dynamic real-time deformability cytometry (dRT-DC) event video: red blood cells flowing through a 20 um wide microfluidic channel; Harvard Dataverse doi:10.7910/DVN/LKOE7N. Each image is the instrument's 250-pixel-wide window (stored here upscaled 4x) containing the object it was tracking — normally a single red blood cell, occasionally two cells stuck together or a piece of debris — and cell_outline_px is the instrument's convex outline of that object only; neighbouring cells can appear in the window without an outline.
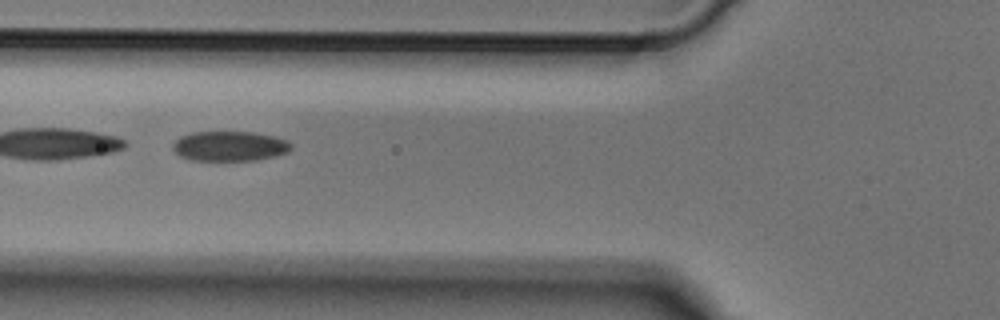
{"species": "Egyptian fruit bat (a non-hibernating species)", "species_latin": "Rousettus aegyptiacus", "temperature_condition": "cold", "stored_images_in_passage": 8, "camera_frame_rate_fps": 3000, "um_per_image_px": 0.085, "animal": {"sex": "male"}, "frame": {"image": 1, "passage_image": 5, "time_ms": 1.333, "image_size_px": [1000, 320], "cell_outline_px": [[292, 148], [288, 152], [276, 156], [260, 160], [192, 160], [180, 156], [172, 148], [172, 144], [180, 136], [192, 132], [252, 132], [272, 136], [288, 140], [292, 144]], "centroid_in_image_um": [19.54, 12.42], "position_along_channel_um": 106.3, "area_um2": 20.69}}
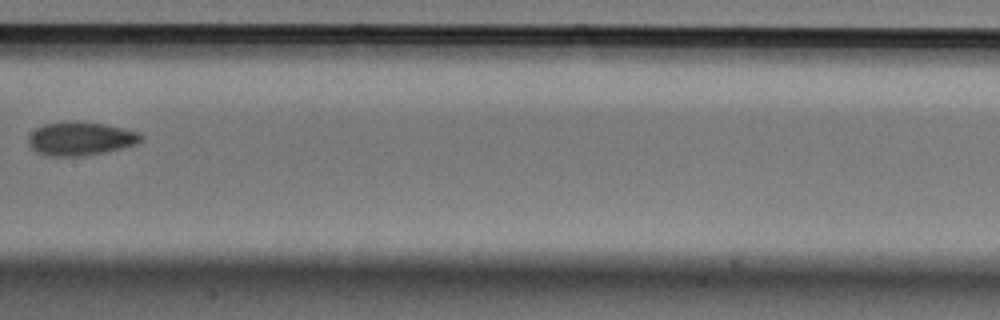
{"frame": {"image": 2, "passage_image": 7, "time_ms": 2.0, "image_size_px": [1000, 320], "cell_outline_px": [[144, 140], [136, 144], [104, 152], [84, 156], [44, 156], [36, 152], [28, 144], [28, 140], [32, 132], [36, 128], [44, 124], [64, 120], [76, 120], [104, 124], [124, 128], [140, 132], [144, 136]], "centroid_in_image_um": [6.85, 11.77], "position_along_channel_um": 200.6, "area_um2": 22.43}}
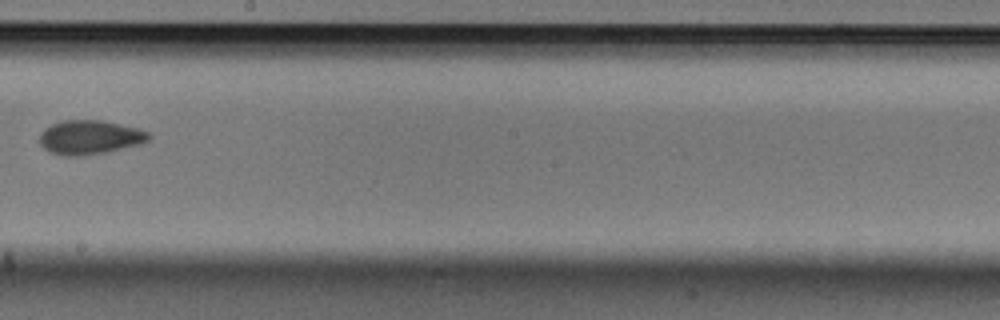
{"frame": {"image": 3, "passage_image": 8, "time_ms": 2.333, "image_size_px": [1000, 320], "cell_outline_px": [[152, 136], [148, 140], [140, 144], [108, 152], [80, 156], [64, 156], [48, 152], [40, 144], [40, 132], [44, 128], [52, 124], [64, 120], [100, 120], [140, 128], [148, 132]], "centroid_in_image_um": [7.63, 11.67], "position_along_channel_um": 240.6, "area_um2": 21.91}}